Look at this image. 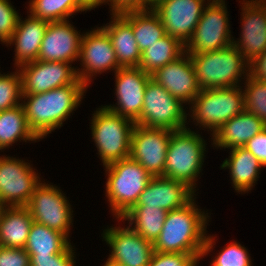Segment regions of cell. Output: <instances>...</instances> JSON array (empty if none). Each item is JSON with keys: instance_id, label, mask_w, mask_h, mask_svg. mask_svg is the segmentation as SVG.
Listing matches in <instances>:
<instances>
[{"instance_id": "1", "label": "cell", "mask_w": 266, "mask_h": 266, "mask_svg": "<svg viewBox=\"0 0 266 266\" xmlns=\"http://www.w3.org/2000/svg\"><path fill=\"white\" fill-rule=\"evenodd\" d=\"M194 199L167 213L163 229L153 244L155 252L194 254L200 260L211 251L215 241L205 235L208 215L197 208Z\"/></svg>"}, {"instance_id": "2", "label": "cell", "mask_w": 266, "mask_h": 266, "mask_svg": "<svg viewBox=\"0 0 266 266\" xmlns=\"http://www.w3.org/2000/svg\"><path fill=\"white\" fill-rule=\"evenodd\" d=\"M86 85L77 79L73 84L38 94H22L24 113L29 128L40 140L58 127L78 107Z\"/></svg>"}, {"instance_id": "3", "label": "cell", "mask_w": 266, "mask_h": 266, "mask_svg": "<svg viewBox=\"0 0 266 266\" xmlns=\"http://www.w3.org/2000/svg\"><path fill=\"white\" fill-rule=\"evenodd\" d=\"M189 55L201 89L238 86L242 74L249 75L250 63L233 44L216 51Z\"/></svg>"}, {"instance_id": "4", "label": "cell", "mask_w": 266, "mask_h": 266, "mask_svg": "<svg viewBox=\"0 0 266 266\" xmlns=\"http://www.w3.org/2000/svg\"><path fill=\"white\" fill-rule=\"evenodd\" d=\"M108 174L106 197L112 212L120 219L136 205L142 191L153 177L131 157L104 166ZM108 172V173H107Z\"/></svg>"}, {"instance_id": "5", "label": "cell", "mask_w": 266, "mask_h": 266, "mask_svg": "<svg viewBox=\"0 0 266 266\" xmlns=\"http://www.w3.org/2000/svg\"><path fill=\"white\" fill-rule=\"evenodd\" d=\"M204 142L200 134L187 127L172 131L167 147L164 177L185 183L194 191L204 162Z\"/></svg>"}, {"instance_id": "6", "label": "cell", "mask_w": 266, "mask_h": 266, "mask_svg": "<svg viewBox=\"0 0 266 266\" xmlns=\"http://www.w3.org/2000/svg\"><path fill=\"white\" fill-rule=\"evenodd\" d=\"M92 138L103 166L130 157L135 122L103 106L93 114Z\"/></svg>"}, {"instance_id": "7", "label": "cell", "mask_w": 266, "mask_h": 266, "mask_svg": "<svg viewBox=\"0 0 266 266\" xmlns=\"http://www.w3.org/2000/svg\"><path fill=\"white\" fill-rule=\"evenodd\" d=\"M241 86L201 89L193 100L192 118L214 134L225 122L245 110Z\"/></svg>"}, {"instance_id": "8", "label": "cell", "mask_w": 266, "mask_h": 266, "mask_svg": "<svg viewBox=\"0 0 266 266\" xmlns=\"http://www.w3.org/2000/svg\"><path fill=\"white\" fill-rule=\"evenodd\" d=\"M183 102L173 97L165 88L152 78L144 92L143 108L136 125L147 128L180 130L187 126V115Z\"/></svg>"}, {"instance_id": "9", "label": "cell", "mask_w": 266, "mask_h": 266, "mask_svg": "<svg viewBox=\"0 0 266 266\" xmlns=\"http://www.w3.org/2000/svg\"><path fill=\"white\" fill-rule=\"evenodd\" d=\"M209 2L192 38L185 45V52L188 54L216 51L232 44L225 0Z\"/></svg>"}, {"instance_id": "10", "label": "cell", "mask_w": 266, "mask_h": 266, "mask_svg": "<svg viewBox=\"0 0 266 266\" xmlns=\"http://www.w3.org/2000/svg\"><path fill=\"white\" fill-rule=\"evenodd\" d=\"M69 201L61 190L53 185L40 183L34 190L26 206L34 222L59 231L68 238L72 224V212Z\"/></svg>"}, {"instance_id": "11", "label": "cell", "mask_w": 266, "mask_h": 266, "mask_svg": "<svg viewBox=\"0 0 266 266\" xmlns=\"http://www.w3.org/2000/svg\"><path fill=\"white\" fill-rule=\"evenodd\" d=\"M29 163L0 157V201L7 207L27 206L41 180Z\"/></svg>"}, {"instance_id": "12", "label": "cell", "mask_w": 266, "mask_h": 266, "mask_svg": "<svg viewBox=\"0 0 266 266\" xmlns=\"http://www.w3.org/2000/svg\"><path fill=\"white\" fill-rule=\"evenodd\" d=\"M171 130L136 125L131 134L130 157L153 177L163 176Z\"/></svg>"}, {"instance_id": "13", "label": "cell", "mask_w": 266, "mask_h": 266, "mask_svg": "<svg viewBox=\"0 0 266 266\" xmlns=\"http://www.w3.org/2000/svg\"><path fill=\"white\" fill-rule=\"evenodd\" d=\"M79 60L83 69L76 70L78 79L87 87L94 74L121 68L115 55L109 35L101 28L82 34Z\"/></svg>"}, {"instance_id": "14", "label": "cell", "mask_w": 266, "mask_h": 266, "mask_svg": "<svg viewBox=\"0 0 266 266\" xmlns=\"http://www.w3.org/2000/svg\"><path fill=\"white\" fill-rule=\"evenodd\" d=\"M204 3L205 0H163L152 9L159 16L166 34L185 46L205 9Z\"/></svg>"}, {"instance_id": "15", "label": "cell", "mask_w": 266, "mask_h": 266, "mask_svg": "<svg viewBox=\"0 0 266 266\" xmlns=\"http://www.w3.org/2000/svg\"><path fill=\"white\" fill-rule=\"evenodd\" d=\"M67 62H47L36 60L19 67L22 77V94L44 93L77 79L76 68Z\"/></svg>"}, {"instance_id": "16", "label": "cell", "mask_w": 266, "mask_h": 266, "mask_svg": "<svg viewBox=\"0 0 266 266\" xmlns=\"http://www.w3.org/2000/svg\"><path fill=\"white\" fill-rule=\"evenodd\" d=\"M114 73L118 106L105 107L135 122L140 117L144 92L151 75L139 67L119 68Z\"/></svg>"}, {"instance_id": "17", "label": "cell", "mask_w": 266, "mask_h": 266, "mask_svg": "<svg viewBox=\"0 0 266 266\" xmlns=\"http://www.w3.org/2000/svg\"><path fill=\"white\" fill-rule=\"evenodd\" d=\"M103 239L111 247L109 259L124 266H148L154 252L153 244L129 226L105 230Z\"/></svg>"}, {"instance_id": "18", "label": "cell", "mask_w": 266, "mask_h": 266, "mask_svg": "<svg viewBox=\"0 0 266 266\" xmlns=\"http://www.w3.org/2000/svg\"><path fill=\"white\" fill-rule=\"evenodd\" d=\"M151 78L183 103H192L201 92L194 65L186 52L173 62L157 69L151 74Z\"/></svg>"}, {"instance_id": "19", "label": "cell", "mask_w": 266, "mask_h": 266, "mask_svg": "<svg viewBox=\"0 0 266 266\" xmlns=\"http://www.w3.org/2000/svg\"><path fill=\"white\" fill-rule=\"evenodd\" d=\"M244 1L241 39H233L232 44L251 63L257 56L266 52V0Z\"/></svg>"}, {"instance_id": "20", "label": "cell", "mask_w": 266, "mask_h": 266, "mask_svg": "<svg viewBox=\"0 0 266 266\" xmlns=\"http://www.w3.org/2000/svg\"><path fill=\"white\" fill-rule=\"evenodd\" d=\"M82 35L66 21L49 22L37 60L67 62L78 60Z\"/></svg>"}, {"instance_id": "21", "label": "cell", "mask_w": 266, "mask_h": 266, "mask_svg": "<svg viewBox=\"0 0 266 266\" xmlns=\"http://www.w3.org/2000/svg\"><path fill=\"white\" fill-rule=\"evenodd\" d=\"M194 193L180 181L163 176L152 177L133 207H157L169 212L189 203L194 198Z\"/></svg>"}, {"instance_id": "22", "label": "cell", "mask_w": 266, "mask_h": 266, "mask_svg": "<svg viewBox=\"0 0 266 266\" xmlns=\"http://www.w3.org/2000/svg\"><path fill=\"white\" fill-rule=\"evenodd\" d=\"M48 21L29 14L24 21L19 18L18 25L7 42V45L15 44V65L20 66L34 62L38 59L40 46L48 25Z\"/></svg>"}, {"instance_id": "23", "label": "cell", "mask_w": 266, "mask_h": 266, "mask_svg": "<svg viewBox=\"0 0 266 266\" xmlns=\"http://www.w3.org/2000/svg\"><path fill=\"white\" fill-rule=\"evenodd\" d=\"M266 128V124L256 115L243 111L225 122L212 134L215 147L234 148L244 145Z\"/></svg>"}, {"instance_id": "24", "label": "cell", "mask_w": 266, "mask_h": 266, "mask_svg": "<svg viewBox=\"0 0 266 266\" xmlns=\"http://www.w3.org/2000/svg\"><path fill=\"white\" fill-rule=\"evenodd\" d=\"M113 20L101 28L109 35L118 65L121 68L138 67L141 51L135 40L132 26L120 15L112 14Z\"/></svg>"}, {"instance_id": "25", "label": "cell", "mask_w": 266, "mask_h": 266, "mask_svg": "<svg viewBox=\"0 0 266 266\" xmlns=\"http://www.w3.org/2000/svg\"><path fill=\"white\" fill-rule=\"evenodd\" d=\"M33 222L26 206L6 207L0 219V246L24 248Z\"/></svg>"}, {"instance_id": "26", "label": "cell", "mask_w": 266, "mask_h": 266, "mask_svg": "<svg viewBox=\"0 0 266 266\" xmlns=\"http://www.w3.org/2000/svg\"><path fill=\"white\" fill-rule=\"evenodd\" d=\"M231 155L224 160L221 168L230 169V177L237 192L252 190L263 165L244 147L230 149Z\"/></svg>"}, {"instance_id": "27", "label": "cell", "mask_w": 266, "mask_h": 266, "mask_svg": "<svg viewBox=\"0 0 266 266\" xmlns=\"http://www.w3.org/2000/svg\"><path fill=\"white\" fill-rule=\"evenodd\" d=\"M120 15L132 26L141 52L166 35L165 28L153 9L128 11Z\"/></svg>"}, {"instance_id": "28", "label": "cell", "mask_w": 266, "mask_h": 266, "mask_svg": "<svg viewBox=\"0 0 266 266\" xmlns=\"http://www.w3.org/2000/svg\"><path fill=\"white\" fill-rule=\"evenodd\" d=\"M185 53V46L168 34L141 52L140 65L144 72L153 74L157 69L173 62Z\"/></svg>"}, {"instance_id": "29", "label": "cell", "mask_w": 266, "mask_h": 266, "mask_svg": "<svg viewBox=\"0 0 266 266\" xmlns=\"http://www.w3.org/2000/svg\"><path fill=\"white\" fill-rule=\"evenodd\" d=\"M70 244L59 231L33 222L24 249L29 255H55L62 253Z\"/></svg>"}, {"instance_id": "30", "label": "cell", "mask_w": 266, "mask_h": 266, "mask_svg": "<svg viewBox=\"0 0 266 266\" xmlns=\"http://www.w3.org/2000/svg\"><path fill=\"white\" fill-rule=\"evenodd\" d=\"M167 211L157 207H132L120 220H128L129 227L154 244L163 229ZM135 224L132 227V224Z\"/></svg>"}, {"instance_id": "31", "label": "cell", "mask_w": 266, "mask_h": 266, "mask_svg": "<svg viewBox=\"0 0 266 266\" xmlns=\"http://www.w3.org/2000/svg\"><path fill=\"white\" fill-rule=\"evenodd\" d=\"M20 139L25 142L39 140L28 126L23 106L0 111V150Z\"/></svg>"}, {"instance_id": "32", "label": "cell", "mask_w": 266, "mask_h": 266, "mask_svg": "<svg viewBox=\"0 0 266 266\" xmlns=\"http://www.w3.org/2000/svg\"><path fill=\"white\" fill-rule=\"evenodd\" d=\"M30 14L48 22L66 21L77 12L87 11L78 0H31Z\"/></svg>"}, {"instance_id": "33", "label": "cell", "mask_w": 266, "mask_h": 266, "mask_svg": "<svg viewBox=\"0 0 266 266\" xmlns=\"http://www.w3.org/2000/svg\"><path fill=\"white\" fill-rule=\"evenodd\" d=\"M246 79L243 91L245 111L256 115L266 124V82L255 79L250 74Z\"/></svg>"}, {"instance_id": "34", "label": "cell", "mask_w": 266, "mask_h": 266, "mask_svg": "<svg viewBox=\"0 0 266 266\" xmlns=\"http://www.w3.org/2000/svg\"><path fill=\"white\" fill-rule=\"evenodd\" d=\"M22 77L19 72L0 74V111L21 105Z\"/></svg>"}, {"instance_id": "35", "label": "cell", "mask_w": 266, "mask_h": 266, "mask_svg": "<svg viewBox=\"0 0 266 266\" xmlns=\"http://www.w3.org/2000/svg\"><path fill=\"white\" fill-rule=\"evenodd\" d=\"M247 250L237 242L225 246L215 257L211 266H251Z\"/></svg>"}, {"instance_id": "36", "label": "cell", "mask_w": 266, "mask_h": 266, "mask_svg": "<svg viewBox=\"0 0 266 266\" xmlns=\"http://www.w3.org/2000/svg\"><path fill=\"white\" fill-rule=\"evenodd\" d=\"M20 16L8 0H0V41L7 44L14 33Z\"/></svg>"}, {"instance_id": "37", "label": "cell", "mask_w": 266, "mask_h": 266, "mask_svg": "<svg viewBox=\"0 0 266 266\" xmlns=\"http://www.w3.org/2000/svg\"><path fill=\"white\" fill-rule=\"evenodd\" d=\"M194 254L153 252L148 266H197Z\"/></svg>"}, {"instance_id": "38", "label": "cell", "mask_w": 266, "mask_h": 266, "mask_svg": "<svg viewBox=\"0 0 266 266\" xmlns=\"http://www.w3.org/2000/svg\"><path fill=\"white\" fill-rule=\"evenodd\" d=\"M71 244L55 255H29L30 266H75L74 253Z\"/></svg>"}, {"instance_id": "39", "label": "cell", "mask_w": 266, "mask_h": 266, "mask_svg": "<svg viewBox=\"0 0 266 266\" xmlns=\"http://www.w3.org/2000/svg\"><path fill=\"white\" fill-rule=\"evenodd\" d=\"M0 266H30V256L24 248L0 246Z\"/></svg>"}, {"instance_id": "40", "label": "cell", "mask_w": 266, "mask_h": 266, "mask_svg": "<svg viewBox=\"0 0 266 266\" xmlns=\"http://www.w3.org/2000/svg\"><path fill=\"white\" fill-rule=\"evenodd\" d=\"M105 2H110L112 14L150 9V0H105Z\"/></svg>"}, {"instance_id": "41", "label": "cell", "mask_w": 266, "mask_h": 266, "mask_svg": "<svg viewBox=\"0 0 266 266\" xmlns=\"http://www.w3.org/2000/svg\"><path fill=\"white\" fill-rule=\"evenodd\" d=\"M244 148L255 156L263 166H266V128L251 138Z\"/></svg>"}, {"instance_id": "42", "label": "cell", "mask_w": 266, "mask_h": 266, "mask_svg": "<svg viewBox=\"0 0 266 266\" xmlns=\"http://www.w3.org/2000/svg\"><path fill=\"white\" fill-rule=\"evenodd\" d=\"M249 74L255 79L266 82V52L257 56L250 63Z\"/></svg>"}, {"instance_id": "43", "label": "cell", "mask_w": 266, "mask_h": 266, "mask_svg": "<svg viewBox=\"0 0 266 266\" xmlns=\"http://www.w3.org/2000/svg\"><path fill=\"white\" fill-rule=\"evenodd\" d=\"M87 10H91L100 4L106 3L105 0H78Z\"/></svg>"}, {"instance_id": "44", "label": "cell", "mask_w": 266, "mask_h": 266, "mask_svg": "<svg viewBox=\"0 0 266 266\" xmlns=\"http://www.w3.org/2000/svg\"><path fill=\"white\" fill-rule=\"evenodd\" d=\"M104 266H124V265L118 262L112 261L111 259L108 258Z\"/></svg>"}, {"instance_id": "45", "label": "cell", "mask_w": 266, "mask_h": 266, "mask_svg": "<svg viewBox=\"0 0 266 266\" xmlns=\"http://www.w3.org/2000/svg\"><path fill=\"white\" fill-rule=\"evenodd\" d=\"M163 0H150V9H152L155 5L160 3Z\"/></svg>"}, {"instance_id": "46", "label": "cell", "mask_w": 266, "mask_h": 266, "mask_svg": "<svg viewBox=\"0 0 266 266\" xmlns=\"http://www.w3.org/2000/svg\"><path fill=\"white\" fill-rule=\"evenodd\" d=\"M7 206L0 201V219H1V216H2V213L4 211V209L6 208Z\"/></svg>"}]
</instances>
